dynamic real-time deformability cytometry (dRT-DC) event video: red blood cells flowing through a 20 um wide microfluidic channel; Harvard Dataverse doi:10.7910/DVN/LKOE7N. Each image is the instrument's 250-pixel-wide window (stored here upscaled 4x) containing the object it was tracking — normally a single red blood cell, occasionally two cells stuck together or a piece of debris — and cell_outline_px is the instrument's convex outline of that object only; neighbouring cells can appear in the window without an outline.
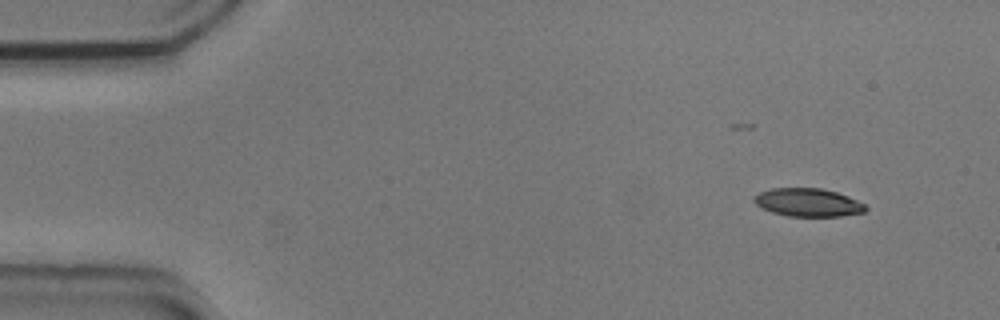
{"species": "common noctule bat (a hibernating species)", "species_latin": "Nyctalus noctula", "temperature_condition": "cold", "stored_images_in_passage": 4, "camera_frame_rate_fps": 3000, "um_per_image_px": 0.085, "animal": {"sex": "male", "body_mass_g": 20.5, "forearm_length_mm": 52.5}, "frame": {"image": 1, "passage_image": 1, "time_ms": 0.0, "image_size_px": [1000, 320], "cell_outline_px": [[868, 208], [864, 212], [840, 216], [788, 216], [772, 212], [760, 208], [752, 200], [752, 196], [760, 192], [772, 188], [820, 188], [836, 192], [848, 196], [864, 204]], "centroid_in_image_um": [68.64, 17.21], "position_along_channel_um": 16.4, "area_um2": 18.32}}
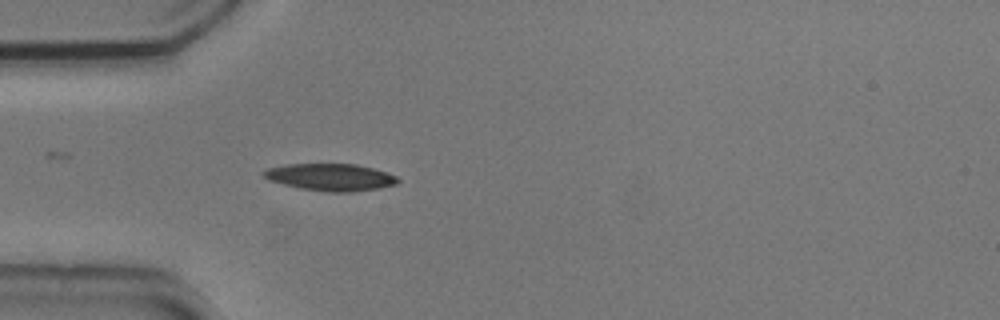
{"frame": {"image": 2, "passage_image": 4, "time_ms": 1.0, "image_size_px": [1000, 320], "cell_outline_px": [[400, 180], [396, 184], [380, 188], [352, 192], [328, 192], [300, 188], [268, 180], [260, 172], [268, 168], [284, 164], [356, 164], [372, 168], [396, 176]], "centroid_in_image_um": [28.07, 15.06], "position_along_channel_um": 56.9, "area_um2": 21.15}}